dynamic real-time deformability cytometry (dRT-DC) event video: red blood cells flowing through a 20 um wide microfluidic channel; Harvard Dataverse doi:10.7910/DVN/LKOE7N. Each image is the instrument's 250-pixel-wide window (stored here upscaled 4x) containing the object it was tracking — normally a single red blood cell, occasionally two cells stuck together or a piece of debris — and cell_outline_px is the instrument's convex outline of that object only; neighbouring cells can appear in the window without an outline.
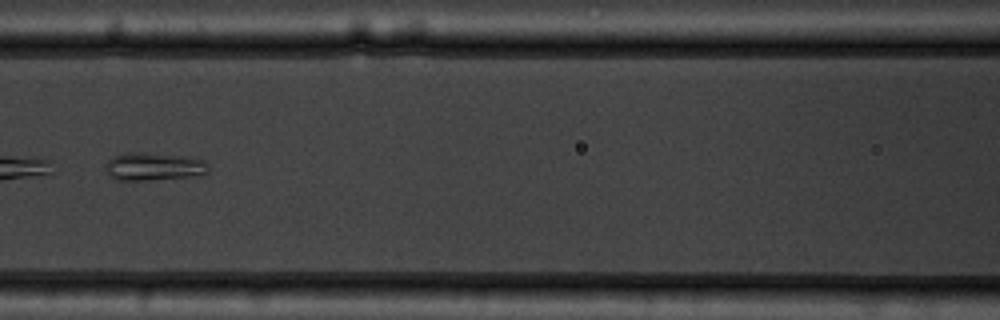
{"species": "common noctule bat (a hibernating species)", "species_latin": "Nyctalus noctula", "temperature_condition": "warm", "stored_images_in_passage": 29, "camera_frame_rate_fps": 3000, "um_per_image_px": 0.085, "animal": {"sex": "male", "body_mass_g": 19.5, "forearm_length_mm": 54.6}, "frame": {"image": 1, "passage_image": 9, "time_ms": 2.667, "image_size_px": [1000, 320], "cell_outline_px": [[208, 172], [200, 176], [144, 180], [116, 180], [104, 168], [108, 160], [116, 156], [128, 152], [144, 152], [184, 156], [204, 160], [208, 164]], "centroid_in_image_um": [13.11, 14.15], "position_along_channel_um": 153.5, "area_um2": 16.76}}
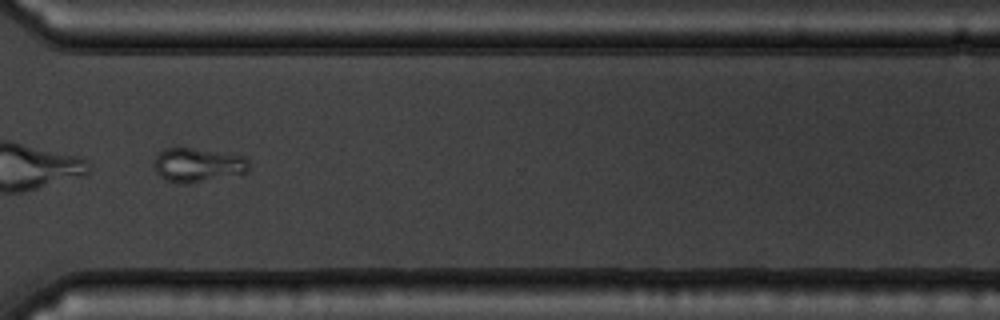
{"frame": {"image": 2, "passage_image": 25, "time_ms": 8.0, "image_size_px": [1000, 320], "cell_outline_px": [[248, 172], [188, 184], [176, 184], [164, 180], [156, 172], [152, 164], [152, 160], [164, 148], [192, 148], [244, 156], [248, 160]], "centroid_in_image_um": [16.74, 14.04], "position_along_channel_um": 353.9, "area_um2": 18.96}, "authors_computed_cell_mechanics": {"area_um2": 17.3978, "velocity_mm_per_s": 3.7679, "shape_relaxation_time_tau1_ms": 0.3735, "shape_relaxation_time_tau2_ms": 1.7757, "deformation_change_tau1": 0.2251, "deformation_change_tau2": 0.0884}}